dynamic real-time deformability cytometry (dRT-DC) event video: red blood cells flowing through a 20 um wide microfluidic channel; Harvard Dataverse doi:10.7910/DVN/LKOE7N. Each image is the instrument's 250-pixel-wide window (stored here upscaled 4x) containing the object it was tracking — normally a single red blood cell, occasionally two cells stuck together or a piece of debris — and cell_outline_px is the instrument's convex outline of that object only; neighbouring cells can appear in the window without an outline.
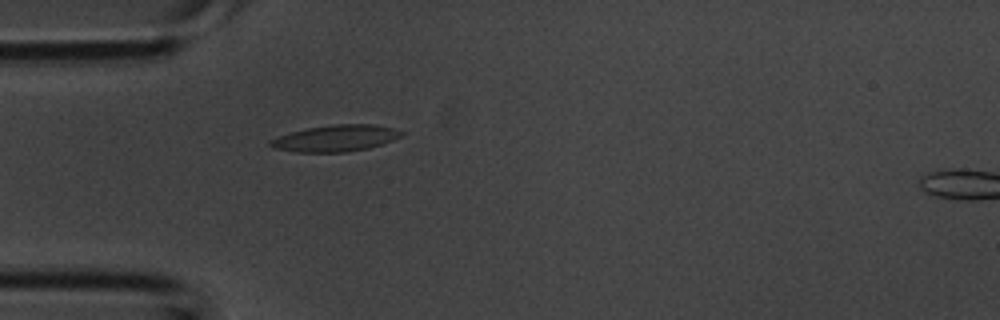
{"species": "common noctule bat (a hibernating species)", "species_latin": "Nyctalus noctula", "temperature_condition": "room temperature", "stored_images_in_passage": 2, "camera_frame_rate_fps": 3000, "um_per_image_px": 0.085, "animal": {"sex": "male", "body_mass_g": 20.1, "forearm_length_mm": 53.5}, "frame": {"image": 1, "passage_image": 1, "time_ms": 0.0, "image_size_px": [1000, 320], "cell_outline_px": [[404, 132], [400, 136], [392, 140], [368, 148], [344, 152], [296, 152], [272, 148], [268, 144], [268, 140], [292, 132], [308, 128], [332, 124], [376, 124], [392, 128]], "centroid_in_image_um": [28.49, 11.75], "position_along_channel_um": 56.5, "area_um2": 20.06}}